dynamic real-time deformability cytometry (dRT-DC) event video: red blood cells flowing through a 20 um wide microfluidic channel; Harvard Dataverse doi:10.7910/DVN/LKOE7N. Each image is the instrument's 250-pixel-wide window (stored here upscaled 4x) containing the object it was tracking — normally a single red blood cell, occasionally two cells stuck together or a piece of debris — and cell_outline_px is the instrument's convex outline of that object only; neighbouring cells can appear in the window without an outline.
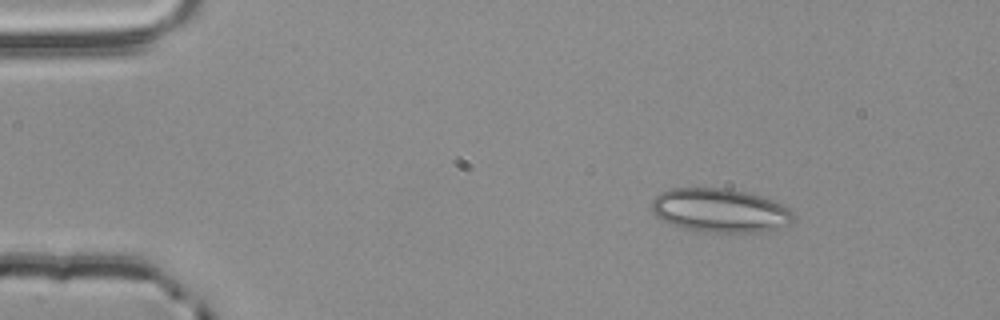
{"species": "common noctule bat (a hibernating species)", "species_latin": "Nyctalus noctula", "temperature_condition": "room temperature", "stored_images_in_passage": 3, "camera_frame_rate_fps": 3000, "um_per_image_px": 0.085, "animal": {"sex": "male", "body_mass_g": 20.4}, "frame": {"image": 1, "passage_image": 1, "time_ms": 0.0, "image_size_px": [1000, 320], "cell_outline_px": [[796, 216], [792, 224], [756, 232], [716, 232], [684, 228], [672, 224], [656, 216], [652, 212], [652, 200], [660, 192], [672, 188], [724, 188], [748, 192], [760, 196], [792, 208]], "centroid_in_image_um": [61.24, 17.87], "position_along_channel_um": 23.8, "area_um2": 36.07}}